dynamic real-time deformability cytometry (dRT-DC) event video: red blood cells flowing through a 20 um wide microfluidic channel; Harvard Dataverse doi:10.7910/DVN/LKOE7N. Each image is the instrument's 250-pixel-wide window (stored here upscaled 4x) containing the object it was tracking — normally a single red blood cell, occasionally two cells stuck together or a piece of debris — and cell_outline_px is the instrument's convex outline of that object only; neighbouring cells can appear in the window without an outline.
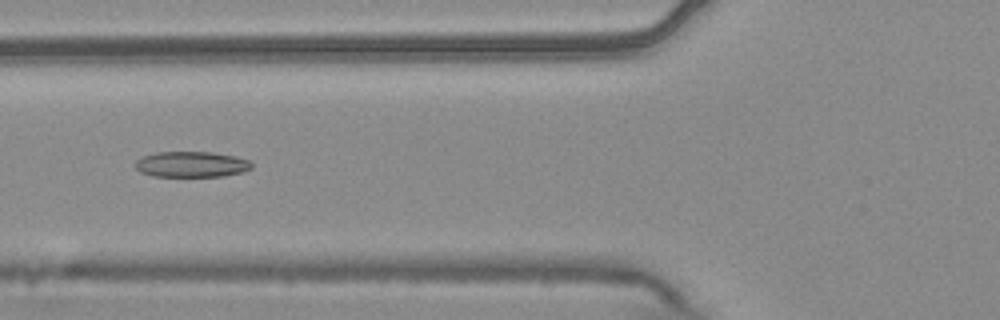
{"species": "common noctule bat (a hibernating species)", "species_latin": "Nyctalus noctula", "temperature_condition": "warm", "stored_images_in_passage": 7, "camera_frame_rate_fps": 3000, "um_per_image_px": 0.085, "animal": {"sex": "male", "body_mass_g": 20.4}, "frame": {"image": 1, "passage_image": 6, "time_ms": 1.667, "image_size_px": [1000, 320], "cell_outline_px": [[252, 168], [244, 172], [224, 176], [152, 176], [140, 172], [132, 164], [136, 160], [144, 156], [156, 152], [212, 152], [236, 156], [248, 160], [252, 164]], "centroid_in_image_um": [16.27, 13.97], "position_along_channel_um": 109.5, "area_um2": 17.57}}
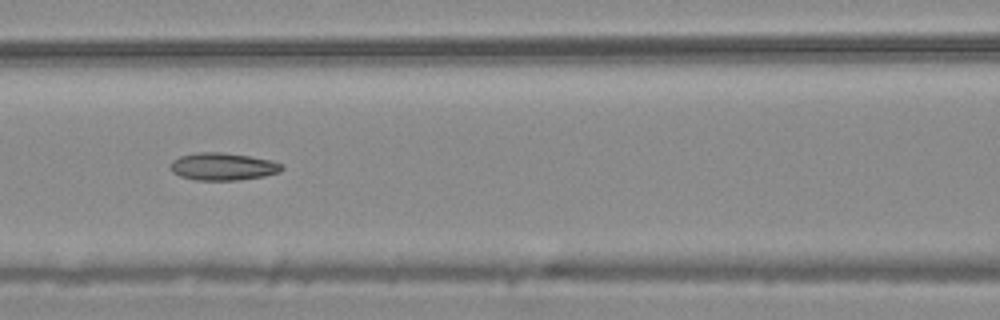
{"frame": {"image": 2, "passage_image": 7, "time_ms": 2.0, "image_size_px": [1000, 320], "cell_outline_px": [[284, 168], [280, 172], [264, 176], [240, 180], [196, 180], [180, 176], [172, 172], [168, 168], [168, 164], [172, 160], [180, 156], [200, 152], [220, 152], [248, 156], [272, 160], [284, 164]], "centroid_in_image_um": [18.94, 14.16], "position_along_channel_um": 147.7, "area_um2": 18.03}}